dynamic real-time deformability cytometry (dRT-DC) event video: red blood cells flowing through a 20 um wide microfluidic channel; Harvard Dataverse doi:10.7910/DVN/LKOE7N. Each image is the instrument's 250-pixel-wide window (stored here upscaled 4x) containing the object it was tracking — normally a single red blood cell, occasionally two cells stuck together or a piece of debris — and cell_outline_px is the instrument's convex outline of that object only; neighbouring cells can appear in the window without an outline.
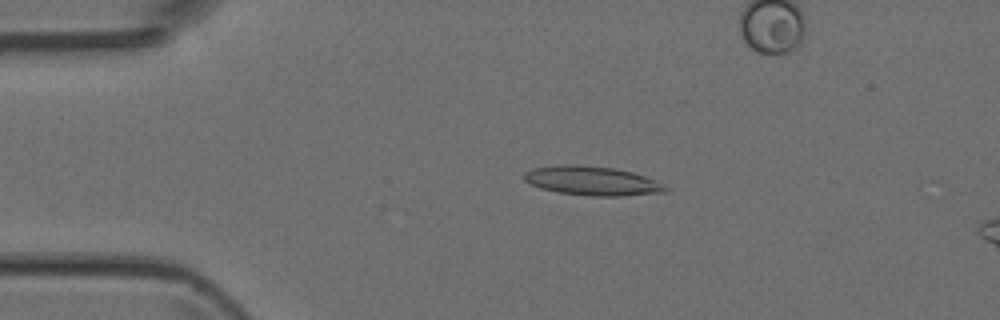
{"species": "Egyptian fruit bat (a non-hibernating species)", "species_latin": "Rousettus aegyptiacus", "temperature_condition": "room temperature", "stored_images_in_passage": 4, "camera_frame_rate_fps": 3000, "um_per_image_px": 0.085, "animal": {"sex": "female"}, "frame": {"image": 1, "passage_image": 2, "time_ms": 0.333, "image_size_px": [1000, 320], "cell_outline_px": [[668, 188], [664, 192], [624, 196], [588, 196], [556, 192], [540, 188], [524, 180], [524, 172], [532, 168], [564, 164], [576, 164], [612, 168], [632, 172], [644, 176]], "centroid_in_image_um": [50.26, 15.37], "position_along_channel_um": 34.7, "area_um2": 23.81}}